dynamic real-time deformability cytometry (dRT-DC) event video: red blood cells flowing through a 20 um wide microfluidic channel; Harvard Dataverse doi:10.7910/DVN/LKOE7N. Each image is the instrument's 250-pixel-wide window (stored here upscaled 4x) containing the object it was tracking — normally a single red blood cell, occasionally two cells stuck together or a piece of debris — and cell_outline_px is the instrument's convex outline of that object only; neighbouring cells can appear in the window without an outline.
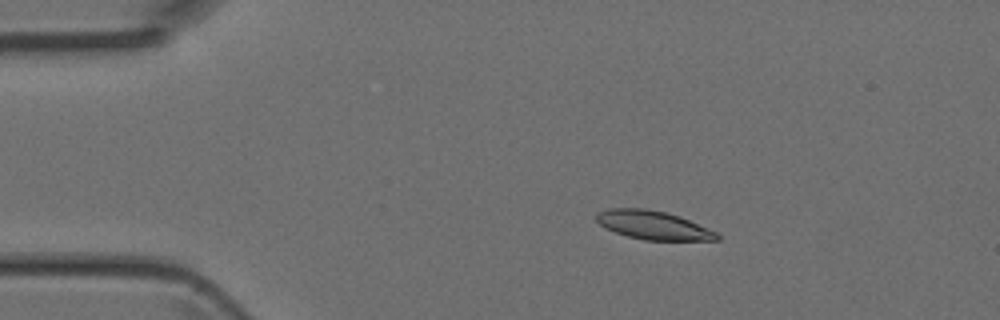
{"species": "Egyptian fruit bat (a non-hibernating species)", "species_latin": "Rousettus aegyptiacus", "temperature_condition": "room temperature", "stored_images_in_passage": 4, "camera_frame_rate_fps": 3000, "um_per_image_px": 0.085, "animal": {"sex": "female"}, "frame": {"image": 1, "passage_image": 2, "time_ms": 0.333, "image_size_px": [1000, 320], "cell_outline_px": [[720, 240], [644, 240], [628, 236], [604, 228], [596, 220], [596, 212], [608, 208], [644, 208], [664, 212], [680, 216], [708, 228], [716, 232], [720, 236]], "centroid_in_image_um": [55.5, 19.13], "position_along_channel_um": 29.5, "area_um2": 20.11}}
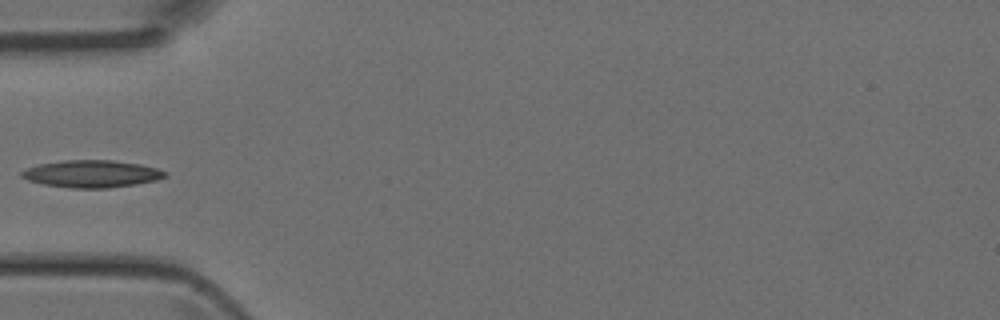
{"frame": {"image": 2, "passage_image": 4, "time_ms": 1.0, "image_size_px": [1000, 320], "cell_outline_px": [[168, 176], [156, 180], [136, 184], [108, 188], [72, 188], [44, 184], [28, 180], [20, 176], [20, 172], [28, 168], [40, 164], [64, 160], [112, 160], [140, 164], [156, 168], [168, 172]], "centroid_in_image_um": [7.82, 14.77], "position_along_channel_um": 77.2, "area_um2": 22.72}}